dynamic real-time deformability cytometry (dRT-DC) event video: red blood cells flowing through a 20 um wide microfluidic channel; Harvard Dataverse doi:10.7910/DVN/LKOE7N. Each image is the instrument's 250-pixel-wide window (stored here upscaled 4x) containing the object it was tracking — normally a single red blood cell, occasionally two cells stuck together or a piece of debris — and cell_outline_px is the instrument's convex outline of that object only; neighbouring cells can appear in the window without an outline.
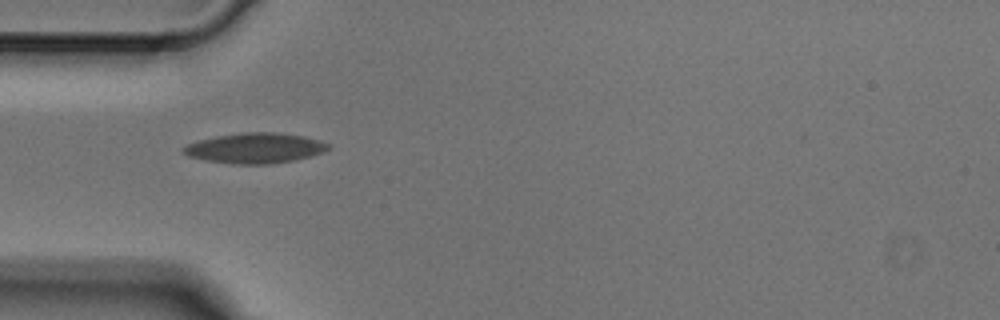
{"species": "Egyptian fruit bat (a non-hibernating species)", "species_latin": "Rousettus aegyptiacus", "temperature_condition": "cold", "stored_images_in_passage": 3, "camera_frame_rate_fps": 3000, "um_per_image_px": 0.085, "animal": {"sex": "male"}, "frame": {"image": 1, "passage_image": 1, "time_ms": 0.0, "image_size_px": [1000, 320], "cell_outline_px": [[332, 148], [324, 152], [312, 156], [296, 160], [272, 164], [232, 164], [204, 160], [188, 156], [180, 152], [180, 148], [196, 140], [244, 132], [272, 132], [304, 136], [332, 144]], "centroid_in_image_um": [21.69, 12.6], "position_along_channel_um": 63.3, "area_um2": 25.89}}
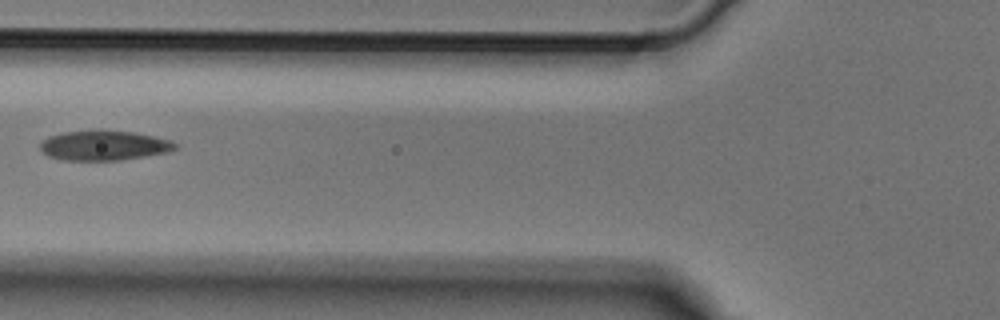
{"frame": {"image": 2, "passage_image": 2, "time_ms": 0.333, "image_size_px": [1000, 320], "cell_outline_px": [[176, 148], [168, 152], [120, 160], [64, 160], [48, 156], [40, 148], [40, 144], [48, 136], [64, 132], [100, 128], [132, 132], [172, 140], [176, 144]], "centroid_in_image_um": [8.82, 12.34], "position_along_channel_um": 117.0, "area_um2": 23.7}}
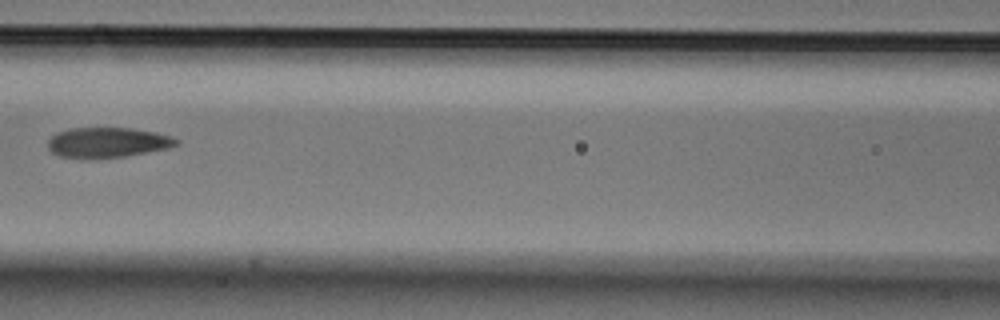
{"frame": {"image": 3, "passage_image": 3, "time_ms": 0.667, "image_size_px": [1000, 320], "cell_outline_px": [[180, 144], [168, 148], [124, 156], [56, 156], [48, 148], [48, 140], [56, 132], [68, 128], [132, 128], [156, 132], [172, 136], [180, 140]], "centroid_in_image_um": [9.18, 12.07], "position_along_channel_um": 157.4, "area_um2": 22.08}}